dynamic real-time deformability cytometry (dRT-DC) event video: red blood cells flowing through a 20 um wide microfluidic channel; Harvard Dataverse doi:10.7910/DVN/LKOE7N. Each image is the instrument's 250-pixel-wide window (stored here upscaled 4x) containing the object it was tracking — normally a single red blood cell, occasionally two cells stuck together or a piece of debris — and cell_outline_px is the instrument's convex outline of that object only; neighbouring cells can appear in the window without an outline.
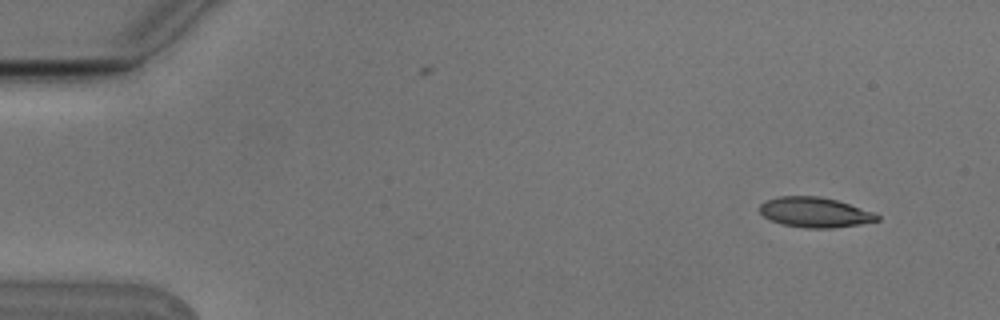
{"species": "Egyptian fruit bat (a non-hibernating species)", "species_latin": "Rousettus aegyptiacus", "temperature_condition": "cold", "stored_images_in_passage": 6, "camera_frame_rate_fps": 3000, "um_per_image_px": 0.085, "animal": {"sex": "male"}, "frame": {"image": 1, "passage_image": 1, "time_ms": 0.0, "image_size_px": [1000, 320], "cell_outline_px": [[880, 220], [860, 224], [832, 228], [804, 228], [784, 224], [772, 220], [764, 216], [760, 212], [760, 204], [764, 200], [776, 196], [820, 196], [836, 200], [876, 212], [880, 216]], "centroid_in_image_um": [69.28, 18.04], "position_along_channel_um": 15.7, "area_um2": 20.69}}
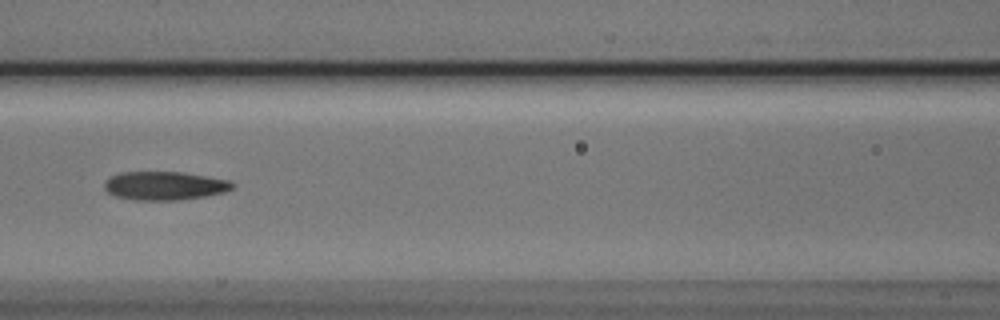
{"frame": {"image": 2, "passage_image": 6, "time_ms": 1.667, "image_size_px": [1000, 320], "cell_outline_px": [[236, 184], [232, 188], [224, 192], [204, 196], [180, 200], [132, 200], [116, 196], [108, 192], [104, 188], [104, 184], [112, 176], [120, 172], [180, 172], [228, 180]], "centroid_in_image_um": [13.98, 15.79], "position_along_channel_um": 152.6, "area_um2": 21.1}}